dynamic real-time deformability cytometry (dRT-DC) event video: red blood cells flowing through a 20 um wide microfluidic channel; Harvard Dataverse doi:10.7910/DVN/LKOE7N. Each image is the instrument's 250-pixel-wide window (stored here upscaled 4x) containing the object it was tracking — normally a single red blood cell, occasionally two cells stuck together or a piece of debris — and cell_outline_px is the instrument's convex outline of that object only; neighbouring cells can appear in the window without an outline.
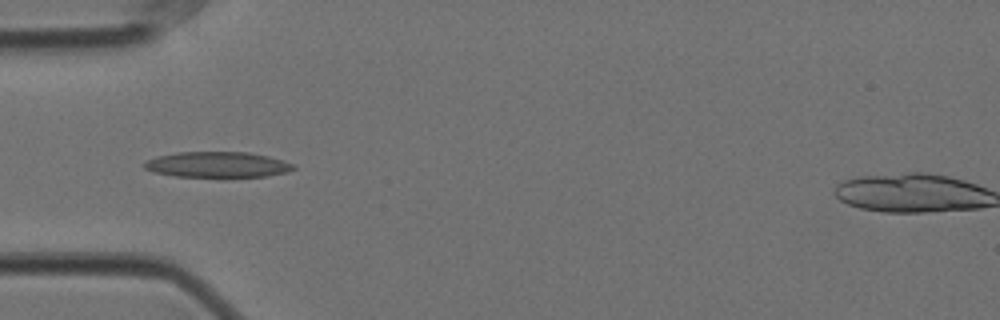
{"species": "Egyptian fruit bat (a non-hibernating species)", "species_latin": "Rousettus aegyptiacus", "temperature_condition": "cold", "stored_images_in_passage": 4, "camera_frame_rate_fps": 3000, "um_per_image_px": 0.085, "animal": {"sex": "female"}, "frame": {"image": 1, "passage_image": 1, "time_ms": 0.0, "image_size_px": [1000, 320], "cell_outline_px": [[296, 168], [288, 172], [268, 176], [224, 180], [220, 180], [176, 176], [152, 172], [144, 168], [144, 160], [156, 156], [176, 152], [248, 152], [268, 156], [292, 164]], "centroid_in_image_um": [18.45, 14.04], "position_along_channel_um": 66.5, "area_um2": 23.52}}
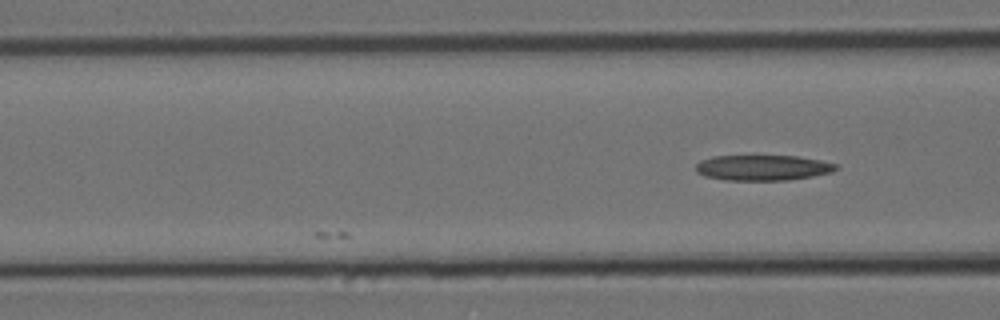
{"frame": {"image": 2, "passage_image": 4, "time_ms": 1.0, "image_size_px": [1000, 320], "cell_outline_px": [[840, 168], [832, 172], [812, 176], [788, 180], [724, 180], [704, 176], [696, 172], [696, 164], [700, 160], [712, 156], [796, 156], [820, 160], [840, 164]], "centroid_in_image_um": [64.85, 14.25], "position_along_channel_um": 101.7, "area_um2": 20.98}}